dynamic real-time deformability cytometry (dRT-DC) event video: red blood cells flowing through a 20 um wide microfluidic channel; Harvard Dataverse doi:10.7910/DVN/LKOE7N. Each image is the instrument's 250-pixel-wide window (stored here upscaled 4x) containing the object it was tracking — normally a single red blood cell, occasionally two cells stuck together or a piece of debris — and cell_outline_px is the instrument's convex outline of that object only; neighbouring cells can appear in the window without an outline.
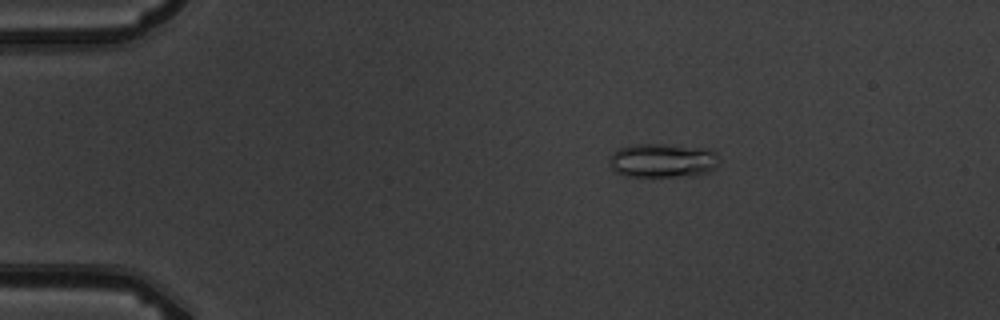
{"species": "common noctule bat (a hibernating species)", "species_latin": "Nyctalus noctula", "temperature_condition": "warm", "stored_images_in_passage": 6, "segment_of_instrument_passage": [1, 2], "camera_frame_rate_fps": 3000, "um_per_image_px": 0.085, "animal": {"sex": "male", "body_mass_g": 19.5, "forearm_length_mm": 54.6}, "frame": {"image": 1, "passage_image": 3, "time_ms": 2.333, "image_size_px": [1000, 320], "cell_outline_px": [[720, 164], [716, 168], [708, 172], [696, 176], [628, 176], [616, 172], [612, 168], [612, 152], [620, 148], [636, 144], [668, 144], [708, 148], [716, 152], [720, 160]], "centroid_in_image_um": [56.44, 13.64], "position_along_channel_um": 28.6, "area_um2": 21.96}}